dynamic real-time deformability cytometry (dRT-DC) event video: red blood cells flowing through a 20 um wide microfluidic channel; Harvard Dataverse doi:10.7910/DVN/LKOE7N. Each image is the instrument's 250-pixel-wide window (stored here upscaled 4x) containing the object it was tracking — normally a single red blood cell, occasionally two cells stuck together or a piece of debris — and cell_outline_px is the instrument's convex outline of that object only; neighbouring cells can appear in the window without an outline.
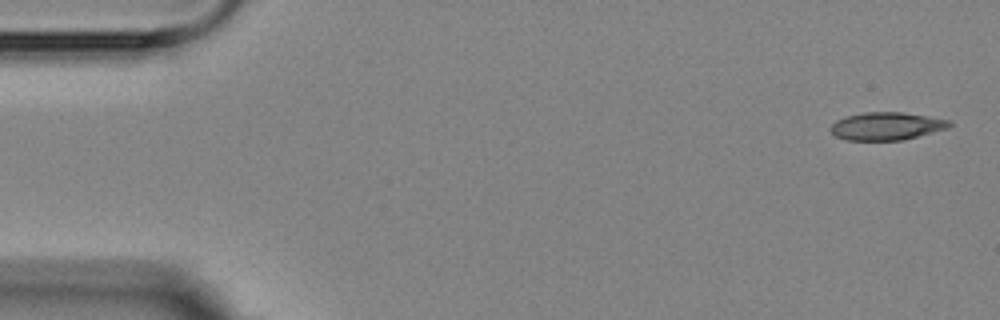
{"species": "Egyptian fruit bat (a non-hibernating species)", "species_latin": "Rousettus aegyptiacus", "temperature_condition": "room temperature", "stored_images_in_passage": 5, "segment_of_instrument_passage": [1, 2], "camera_frame_rate_fps": 3000, "um_per_image_px": 0.085, "animal": {"sex": "female"}, "frame": {"image": 1, "passage_image": 1, "time_ms": 0.0, "image_size_px": [1000, 320], "cell_outline_px": [[952, 124], [948, 128], [900, 140], [848, 140], [836, 136], [828, 128], [836, 120], [844, 116], [864, 112], [904, 112], [928, 116], [948, 120]], "centroid_in_image_um": [75.31, 10.71], "position_along_channel_um": 9.7, "area_um2": 19.13}}
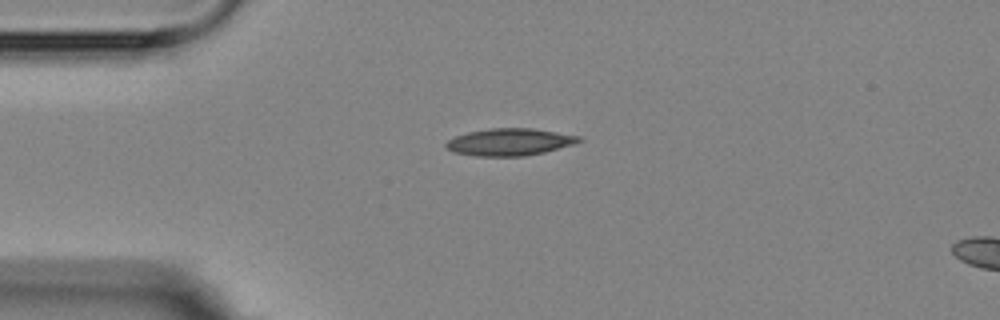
{"frame": {"image": 2, "passage_image": 4, "time_ms": 3.667, "image_size_px": [1000, 320], "cell_outline_px": [[584, 140], [576, 144], [544, 152], [524, 156], [476, 156], [452, 152], [444, 144], [448, 140], [456, 136], [468, 132], [488, 128], [532, 128], [580, 136]], "centroid_in_image_um": [43.34, 12.07], "position_along_channel_um": 41.7, "area_um2": 21.1}}